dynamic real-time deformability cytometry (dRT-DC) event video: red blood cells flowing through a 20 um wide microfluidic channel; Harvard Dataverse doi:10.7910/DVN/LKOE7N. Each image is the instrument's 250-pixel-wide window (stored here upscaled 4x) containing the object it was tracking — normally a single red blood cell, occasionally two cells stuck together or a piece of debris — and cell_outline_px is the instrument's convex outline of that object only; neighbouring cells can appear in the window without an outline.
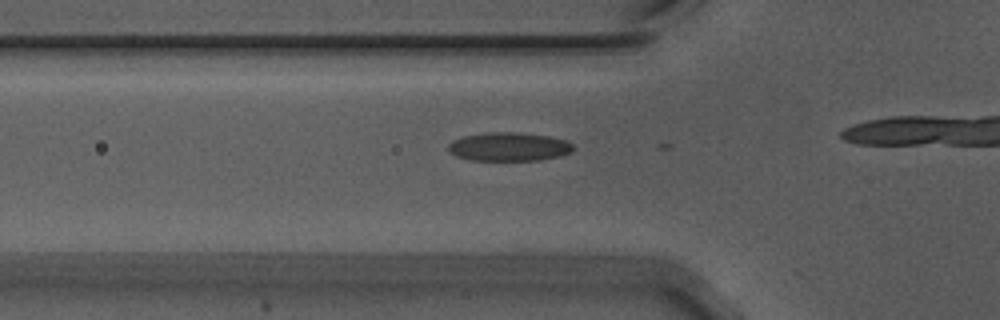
{"species": "Egyptian fruit bat (a non-hibernating species)", "species_latin": "Rousettus aegyptiacus", "temperature_condition": "warm", "stored_images_in_passage": 8, "camera_frame_rate_fps": 3000, "um_per_image_px": 0.085, "animal": {"sex": "male"}, "frame": {"image": 1, "passage_image": 7, "time_ms": 2.0, "image_size_px": [1000, 320], "cell_outline_px": [[572, 152], [560, 156], [540, 160], [468, 160], [456, 156], [448, 148], [448, 144], [452, 140], [464, 136], [484, 132], [520, 132], [548, 136], [568, 140], [572, 144]], "centroid_in_image_um": [43.26, 12.46], "position_along_channel_um": 82.5, "area_um2": 20.98}}